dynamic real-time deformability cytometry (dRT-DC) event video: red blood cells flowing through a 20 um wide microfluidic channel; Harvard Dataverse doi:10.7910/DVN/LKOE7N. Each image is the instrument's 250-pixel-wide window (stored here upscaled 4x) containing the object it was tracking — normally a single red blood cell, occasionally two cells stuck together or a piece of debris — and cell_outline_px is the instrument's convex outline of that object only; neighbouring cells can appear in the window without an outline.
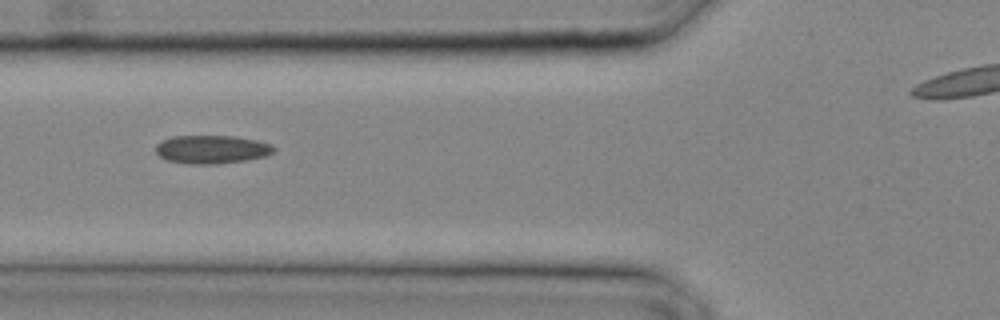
{"species": "common noctule bat (a hibernating species)", "species_latin": "Nyctalus noctula", "temperature_condition": "cold", "stored_images_in_passage": 21, "camera_frame_rate_fps": 3000, "um_per_image_px": 0.085, "animal": {"sex": "male", "body_mass_g": 20.4}, "frame": {"image": 1, "passage_image": 4, "time_ms": 1.0, "image_size_px": [1000, 320], "cell_outline_px": [[276, 148], [272, 152], [264, 156], [248, 160], [216, 164], [192, 164], [168, 160], [160, 156], [156, 152], [156, 144], [160, 140], [172, 136], [236, 136], [256, 140], [272, 144]], "centroid_in_image_um": [17.99, 12.69], "position_along_channel_um": 107.8, "area_um2": 19.54}}
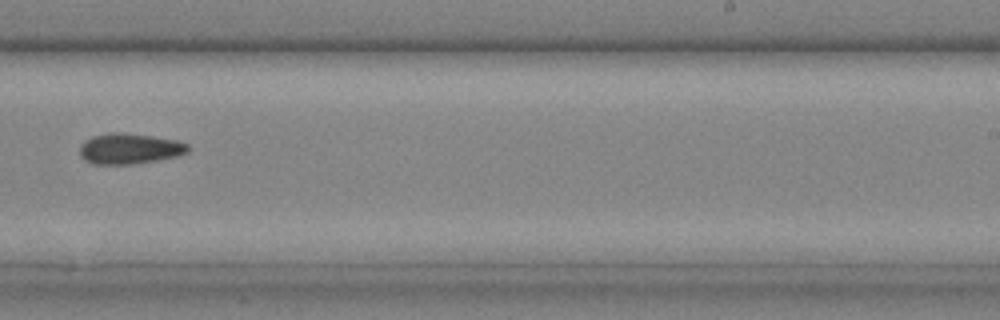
{"frame": {"image": 2, "passage_image": 12, "time_ms": 3.667, "image_size_px": [1000, 320], "cell_outline_px": [[188, 152], [180, 156], [132, 164], [92, 164], [84, 160], [80, 156], [80, 144], [92, 136], [112, 132], [116, 132], [152, 136], [176, 140], [188, 144]], "centroid_in_image_um": [11.0, 12.64], "position_along_channel_um": 278.0, "area_um2": 19.31}}